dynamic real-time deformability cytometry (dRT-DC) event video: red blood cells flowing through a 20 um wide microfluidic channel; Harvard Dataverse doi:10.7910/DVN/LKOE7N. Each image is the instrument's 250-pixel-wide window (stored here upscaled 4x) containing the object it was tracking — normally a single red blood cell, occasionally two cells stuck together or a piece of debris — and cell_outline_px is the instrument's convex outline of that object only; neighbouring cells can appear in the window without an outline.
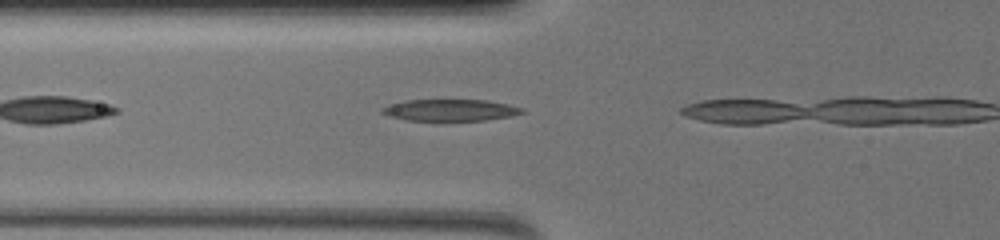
{"species": "common noctule bat (a hibernating species)", "species_latin": "Nyctalus noctula", "temperature_condition": "warm", "stored_images_in_passage": 4, "camera_frame_rate_fps": 3000, "um_per_image_px": 0.085, "animal": {"sex": "female", "body_mass_g": 19.5, "forearm_length_mm": 54.1}, "frame": {"image": 1, "passage_image": 3, "time_ms": 0.667, "image_size_px": [1000, 240], "cell_outline_px": [[524, 112], [512, 116], [484, 120], [408, 120], [388, 116], [380, 112], [380, 108], [388, 104], [408, 100], [488, 100], [508, 104], [524, 108]], "centroid_in_image_um": [38.26, 9.35], "position_along_channel_um": 87.5, "area_um2": 17.63}}